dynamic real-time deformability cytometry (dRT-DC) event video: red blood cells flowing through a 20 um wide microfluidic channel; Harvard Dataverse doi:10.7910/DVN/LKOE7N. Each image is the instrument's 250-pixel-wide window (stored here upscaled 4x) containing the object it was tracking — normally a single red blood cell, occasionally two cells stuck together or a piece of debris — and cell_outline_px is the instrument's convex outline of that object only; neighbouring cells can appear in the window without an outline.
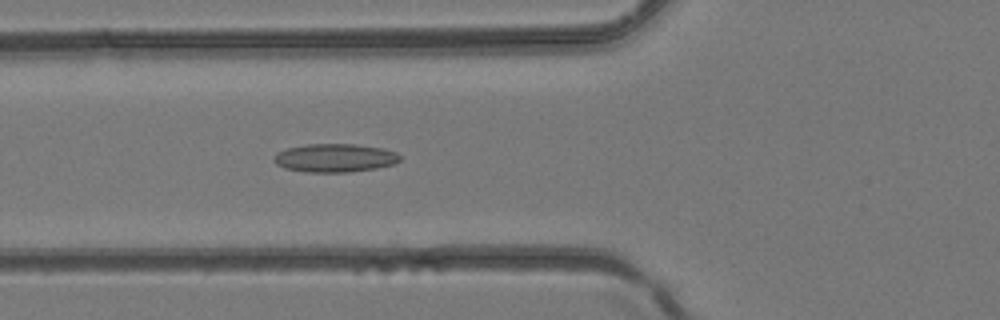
{"species": "common noctule bat (a hibernating species)", "species_latin": "Nyctalus noctula", "temperature_condition": "room temperature", "stored_images_in_passage": 39, "camera_frame_rate_fps": 3000, "um_per_image_px": 0.085, "animal": {"sex": "female", "body_mass_g": 24.6, "forearm_length_mm": 56.2}, "frame": {"image": 1, "passage_image": 13, "time_ms": 4.0, "image_size_px": [1000, 320], "cell_outline_px": [[400, 160], [392, 164], [376, 168], [348, 172], [304, 172], [284, 168], [276, 164], [272, 160], [276, 152], [288, 148], [308, 144], [356, 144], [384, 148], [396, 152], [400, 156]], "centroid_in_image_um": [28.44, 13.42], "position_along_channel_um": 97.4, "area_um2": 20.92}}
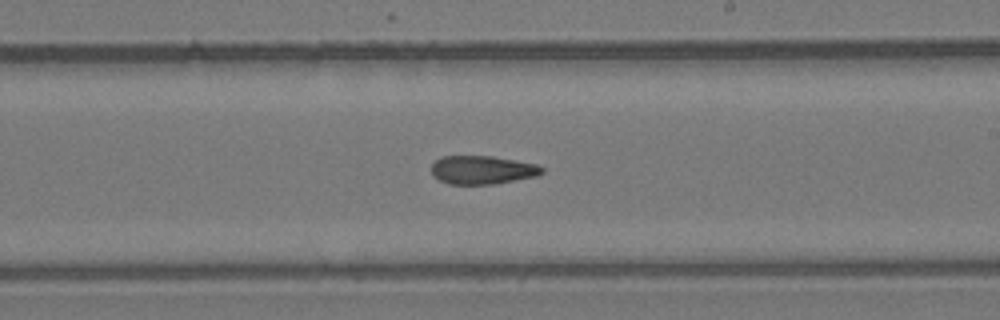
{"frame": {"image": 2, "passage_image": 22, "time_ms": 7.0, "image_size_px": [1000, 320], "cell_outline_px": [[544, 172], [536, 176], [496, 184], [448, 184], [432, 176], [432, 164], [440, 156], [492, 156], [536, 164], [544, 168]], "centroid_in_image_um": [40.98, 14.44], "position_along_channel_um": 248.0, "area_um2": 18.38}}
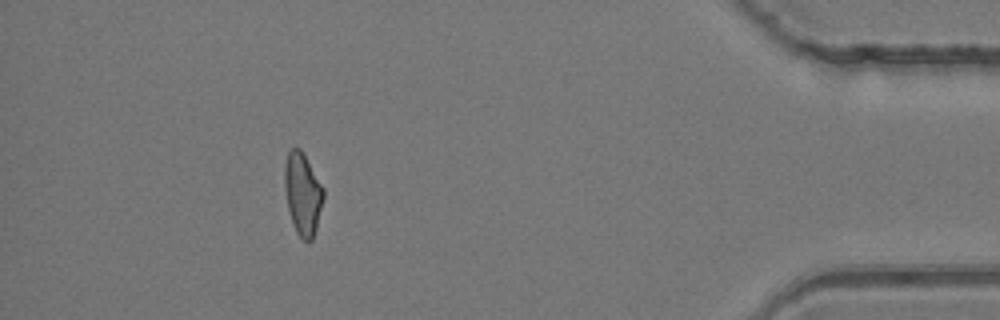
{"frame": {"image": 3, "passage_image": 35, "time_ms": 11.333, "image_size_px": [1000, 320], "cell_outline_px": [[324, 196], [316, 228], [312, 240], [308, 244], [296, 232], [292, 224], [288, 208], [284, 184], [284, 168], [288, 152], [292, 148], [300, 148], [324, 188]], "centroid_in_image_um": [25.72, 16.5], "position_along_channel_um": 409.5, "area_um2": 18.5}}